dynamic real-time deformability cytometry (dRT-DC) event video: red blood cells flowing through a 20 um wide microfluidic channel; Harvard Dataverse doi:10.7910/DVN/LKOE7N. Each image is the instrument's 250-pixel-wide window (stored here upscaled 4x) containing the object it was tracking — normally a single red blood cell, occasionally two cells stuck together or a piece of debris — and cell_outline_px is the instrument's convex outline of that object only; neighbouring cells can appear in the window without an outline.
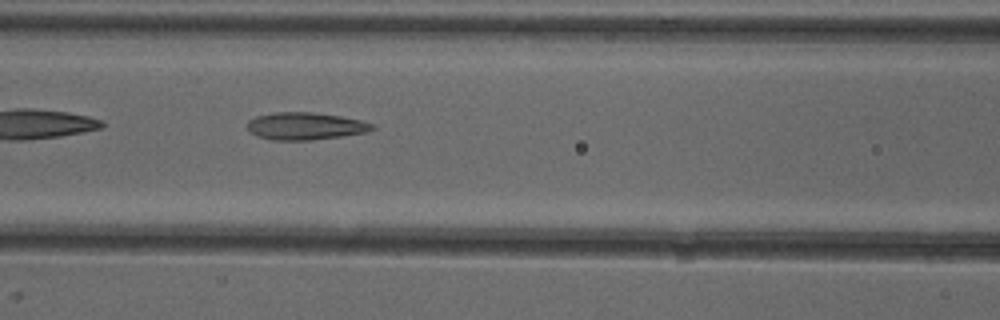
{"species": "common noctule bat (a hibernating species)", "species_latin": "Nyctalus noctula", "temperature_condition": "cold", "stored_images_in_passage": 36, "camera_frame_rate_fps": 3000, "um_per_image_px": 0.085, "animal": {"sex": "female"}, "frame": {"image": 1, "passage_image": 7, "time_ms": 2.0, "image_size_px": [1000, 320], "cell_outline_px": [[376, 128], [368, 132], [312, 140], [272, 140], [256, 136], [248, 128], [248, 120], [256, 116], [276, 112], [312, 112], [340, 116], [360, 120], [372, 124]], "centroid_in_image_um": [25.95, 10.72], "position_along_channel_um": 140.7, "area_um2": 19.83}}
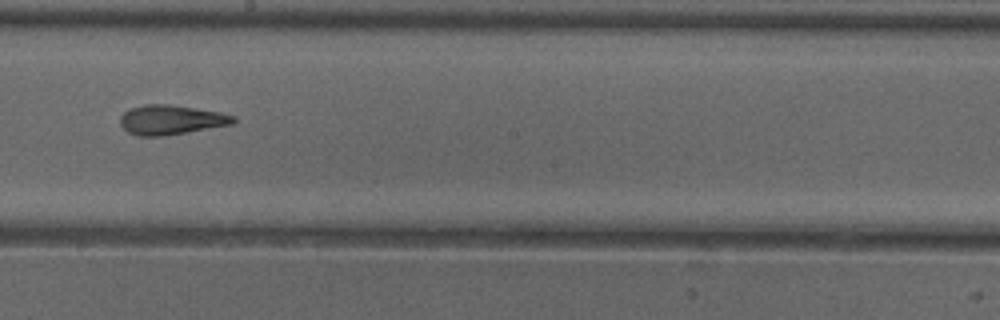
{"frame": {"image": 2, "passage_image": 14, "time_ms": 4.333, "image_size_px": [1000, 320], "cell_outline_px": [[236, 120], [232, 124], [164, 136], [136, 136], [128, 132], [120, 124], [120, 116], [124, 112], [132, 108], [144, 104], [168, 104], [196, 108], [220, 112], [236, 116]], "centroid_in_image_um": [14.53, 10.18], "position_along_channel_um": 233.7, "area_um2": 19.48}}
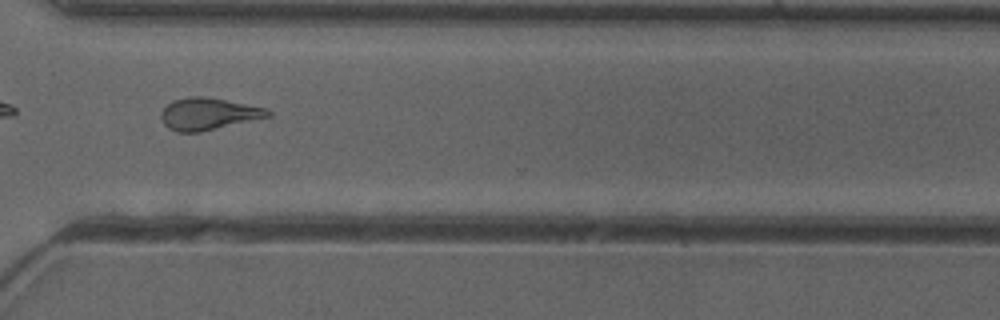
{"frame": {"image": 3, "passage_image": 23, "time_ms": 7.333, "image_size_px": [1000, 320], "cell_outline_px": [[272, 116], [200, 132], [176, 132], [168, 128], [164, 124], [160, 116], [160, 112], [172, 100], [188, 96], [204, 96], [268, 108], [272, 112]], "centroid_in_image_um": [17.71, 9.68], "position_along_channel_um": 352.9, "area_um2": 20.06}, "authors_computed_cell_mechanics": {"area_um2": 19.5653, "velocity_mm_per_s": 3.992, "shape_relaxation_time_tau1_ms": null, "shape_relaxation_time_tau2_ms": 1.9203, "deformation_change_tau1": null, "deformation_change_tau2": 0.0998}}